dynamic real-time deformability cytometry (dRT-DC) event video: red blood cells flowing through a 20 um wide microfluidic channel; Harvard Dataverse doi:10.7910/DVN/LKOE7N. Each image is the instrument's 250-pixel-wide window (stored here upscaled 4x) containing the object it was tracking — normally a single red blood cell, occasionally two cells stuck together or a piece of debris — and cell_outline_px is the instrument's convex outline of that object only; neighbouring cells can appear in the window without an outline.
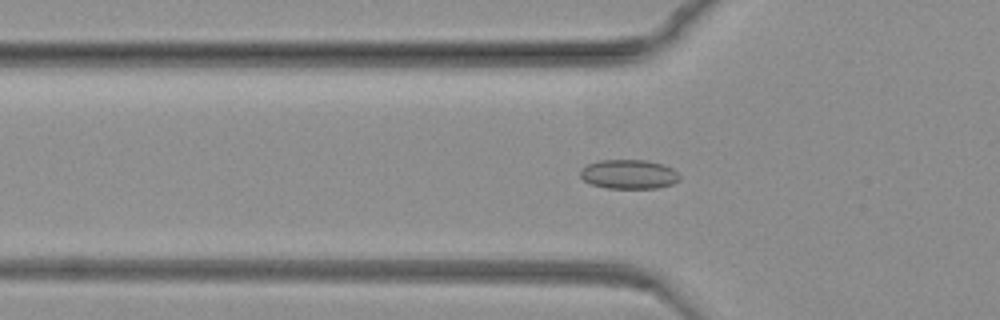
{"species": "common noctule bat (a hibernating species)", "species_latin": "Nyctalus noctula", "temperature_condition": "warm", "stored_images_in_passage": 60, "camera_frame_rate_fps": 3000, "um_per_image_px": 0.085, "animal": {"sex": "female", "body_mass_g": 19.3, "forearm_length_mm": 54.1}, "frame": {"image": 1, "passage_image": 27, "time_ms": 8.667, "image_size_px": [1000, 320], "cell_outline_px": [[680, 180], [672, 184], [656, 188], [608, 188], [592, 184], [584, 180], [580, 176], [580, 168], [588, 164], [600, 160], [648, 160], [664, 164], [672, 168], [680, 176]], "centroid_in_image_um": [53.46, 14.8], "position_along_channel_um": 72.3, "area_um2": 16.99}}
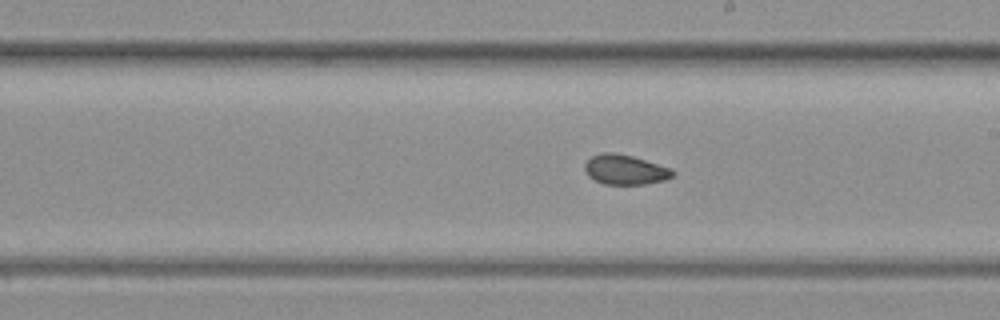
{"frame": {"image": 2, "passage_image": 46, "time_ms": 15.0, "image_size_px": [1000, 320], "cell_outline_px": [[676, 172], [672, 176], [664, 180], [648, 184], [604, 184], [588, 176], [584, 168], [584, 164], [592, 156], [604, 152], [612, 152], [632, 156], [672, 168]], "centroid_in_image_um": [53.15, 14.42], "position_along_channel_um": 235.8, "area_um2": 15.26}}
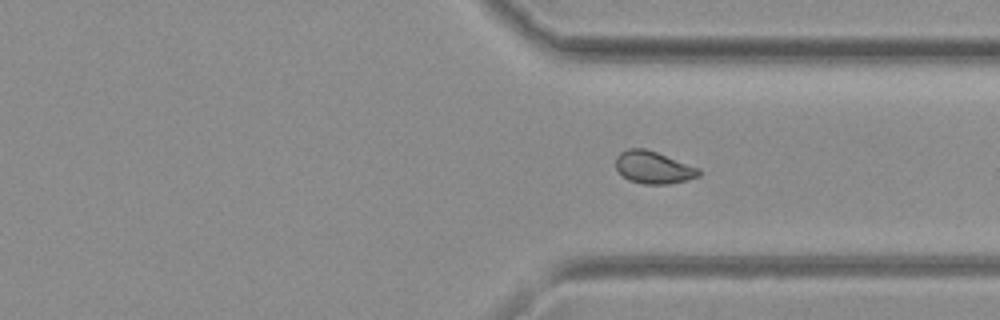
{"frame": {"image": 3, "passage_image": 60, "time_ms": 19.667, "image_size_px": [1000, 320], "cell_outline_px": [[700, 176], [688, 180], [668, 184], [644, 184], [628, 180], [616, 168], [616, 156], [620, 152], [628, 148], [644, 148], [656, 152], [700, 168]], "centroid_in_image_um": [55.55, 14.23], "position_along_channel_um": 355.9, "area_um2": 15.66}}